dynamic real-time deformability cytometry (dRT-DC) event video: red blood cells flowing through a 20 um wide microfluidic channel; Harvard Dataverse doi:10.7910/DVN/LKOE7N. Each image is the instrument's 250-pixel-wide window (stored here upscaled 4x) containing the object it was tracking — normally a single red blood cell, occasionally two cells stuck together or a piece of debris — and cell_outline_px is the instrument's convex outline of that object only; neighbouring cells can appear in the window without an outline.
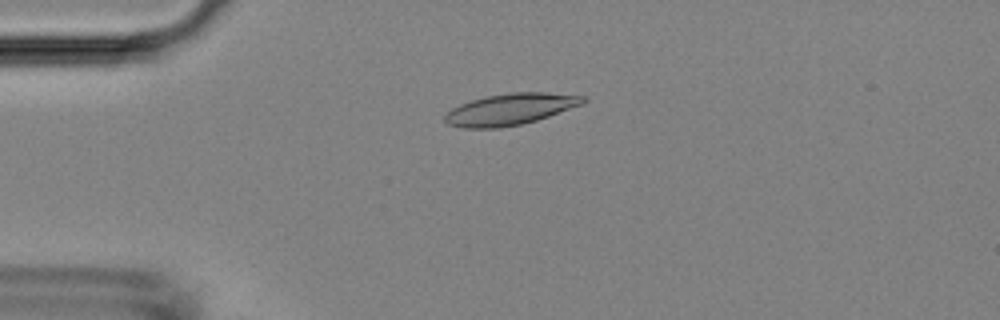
{"species": "Egyptian fruit bat (a non-hibernating species)", "species_latin": "Rousettus aegyptiacus", "temperature_condition": "room temperature", "stored_images_in_passage": 4, "camera_frame_rate_fps": 3000, "um_per_image_px": 0.085, "animal": {"sex": "female"}, "frame": {"image": 1, "passage_image": 3, "time_ms": 3.0, "image_size_px": [1000, 320], "cell_outline_px": [[588, 100], [584, 104], [536, 120], [520, 124], [500, 128], [464, 128], [448, 124], [444, 120], [444, 116], [452, 108], [460, 104], [472, 100], [488, 96], [512, 92], [548, 92], [584, 96]], "centroid_in_image_um": [43.39, 9.28], "position_along_channel_um": 41.6, "area_um2": 25.2}}